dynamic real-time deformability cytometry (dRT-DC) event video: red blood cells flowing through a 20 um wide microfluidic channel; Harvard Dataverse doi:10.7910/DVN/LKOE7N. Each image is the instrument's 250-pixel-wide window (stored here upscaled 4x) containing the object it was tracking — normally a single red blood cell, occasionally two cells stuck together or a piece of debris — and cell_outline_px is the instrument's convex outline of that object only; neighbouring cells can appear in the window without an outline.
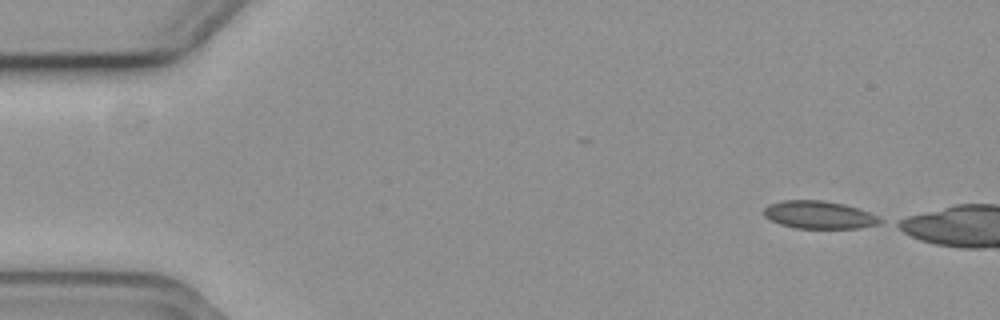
{"species": "common noctule bat (a hibernating species)", "species_latin": "Nyctalus noctula", "temperature_condition": "cold", "stored_images_in_passage": 7, "camera_frame_rate_fps": 3000, "um_per_image_px": 0.085, "animal": {"sex": "female", "body_mass_g": 19.3, "forearm_length_mm": 54.1}, "frame": {"image": 1, "passage_image": 1, "time_ms": 0.0, "image_size_px": [1000, 320], "cell_outline_px": [[884, 220], [880, 224], [860, 228], [796, 228], [780, 224], [764, 216], [764, 208], [768, 204], [784, 200], [824, 200], [844, 204], [868, 212]], "centroid_in_image_um": [69.62, 18.26], "position_along_channel_um": 15.4, "area_um2": 18.73}}